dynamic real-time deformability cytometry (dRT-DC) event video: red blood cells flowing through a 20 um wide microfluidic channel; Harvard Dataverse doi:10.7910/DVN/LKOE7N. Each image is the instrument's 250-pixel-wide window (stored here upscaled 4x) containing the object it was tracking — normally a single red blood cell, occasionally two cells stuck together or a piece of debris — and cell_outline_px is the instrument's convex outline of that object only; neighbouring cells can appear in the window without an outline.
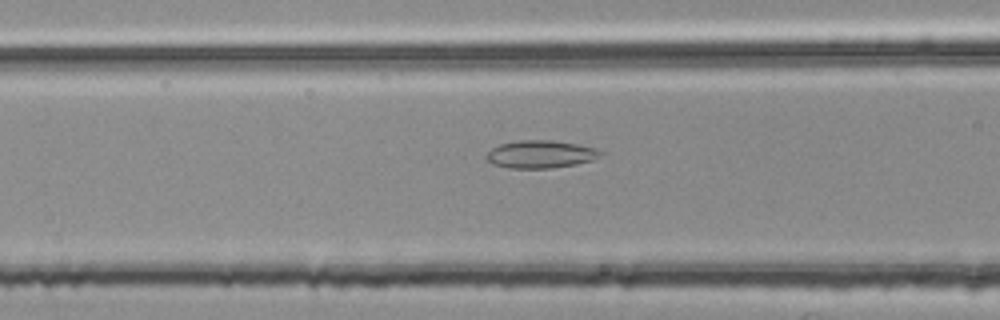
{"species": "common noctule bat (a hibernating species)", "species_latin": "Nyctalus noctula", "temperature_condition": "room temperature", "stored_images_in_passage": 55, "segment_of_instrument_passage": [2, 2], "camera_frame_rate_fps": 3000, "um_per_image_px": 0.085, "animal": {"sex": "female", "body_mass_g": 25.1}, "frame": {"image": 1, "passage_image": 22, "time_ms": 7.0, "image_size_px": [1000, 320], "cell_outline_px": [[604, 152], [600, 156], [592, 160], [576, 164], [552, 168], [508, 168], [492, 164], [484, 156], [492, 148], [500, 144], [520, 140], [552, 140], [576, 144], [592, 148]], "centroid_in_image_um": [45.91, 13.11], "position_along_channel_um": 120.7, "area_um2": 18.32}}
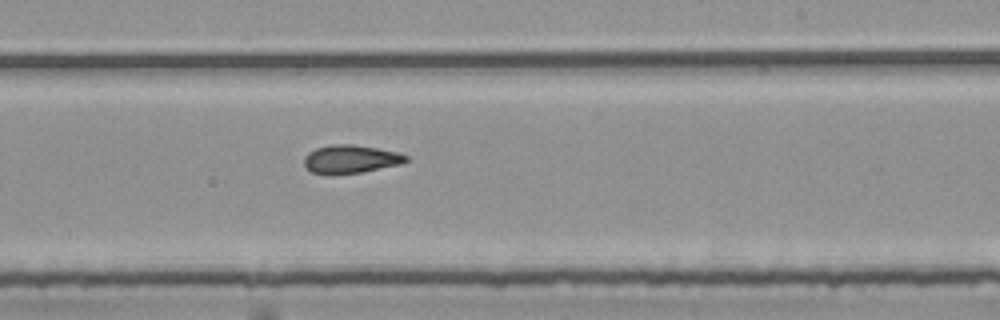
{"frame": {"image": 2, "passage_image": 33, "time_ms": 10.667, "image_size_px": [1000, 320], "cell_outline_px": [[408, 160], [400, 164], [360, 172], [312, 172], [304, 164], [304, 156], [308, 152], [316, 148], [332, 144], [352, 144], [376, 148], [396, 152], [408, 156]], "centroid_in_image_um": [29.81, 13.48], "position_along_channel_um": 259.2, "area_um2": 16.13}}
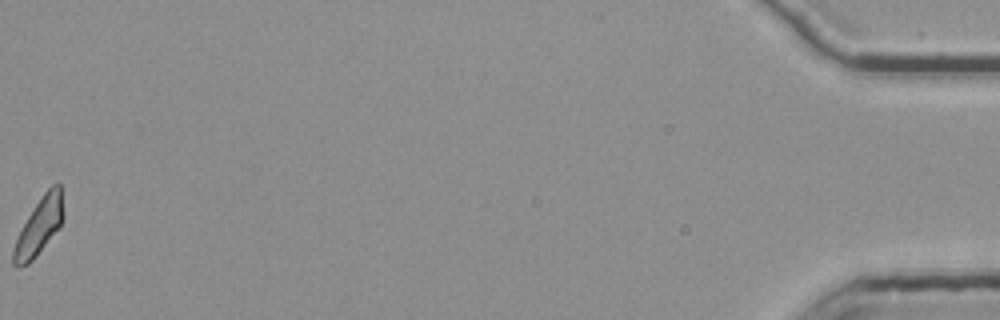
{"frame": {"image": 3, "passage_image": 55, "time_ms": 18.0, "image_size_px": [1000, 320], "cell_outline_px": [[64, 216], [60, 224], [32, 260], [28, 264], [20, 268], [16, 268], [12, 264], [12, 248], [28, 216], [44, 192], [52, 184], [60, 184], [64, 212]], "centroid_in_image_um": [3.3, 19.25], "position_along_channel_um": 431.9, "area_um2": 16.07}}